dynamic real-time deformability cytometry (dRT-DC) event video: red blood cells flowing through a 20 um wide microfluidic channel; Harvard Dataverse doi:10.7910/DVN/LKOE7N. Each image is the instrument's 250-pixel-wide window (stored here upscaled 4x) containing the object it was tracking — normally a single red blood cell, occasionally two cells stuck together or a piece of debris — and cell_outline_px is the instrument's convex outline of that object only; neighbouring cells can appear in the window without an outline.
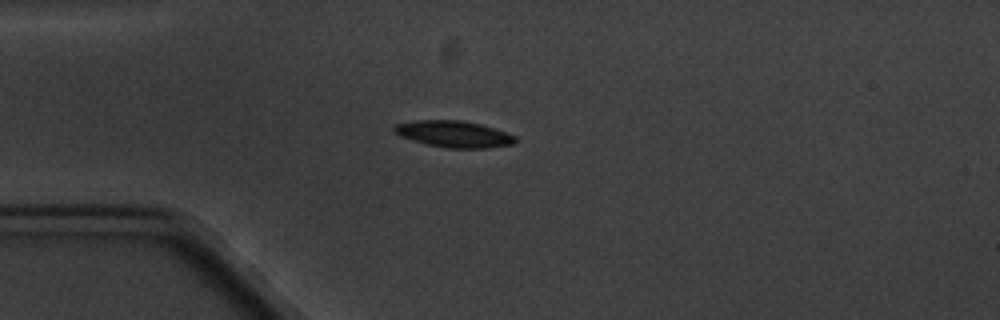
{"species": "common noctule bat (a hibernating species)", "species_latin": "Nyctalus noctula", "temperature_condition": "cold", "stored_images_in_passage": 11, "camera_frame_rate_fps": 3000, "um_per_image_px": 0.085, "animal": {"sex": "male", "body_mass_g": 20.1, "forearm_length_mm": 53.5}, "frame": {"image": 1, "passage_image": 4, "time_ms": 3.333, "image_size_px": [1000, 320], "cell_outline_px": [[516, 140], [512, 144], [488, 148], [448, 148], [428, 144], [412, 140], [400, 136], [392, 132], [392, 128], [396, 124], [416, 120], [460, 120], [480, 124], [516, 136]], "centroid_in_image_um": [38.53, 11.39], "position_along_channel_um": 46.5, "area_um2": 18.55}}